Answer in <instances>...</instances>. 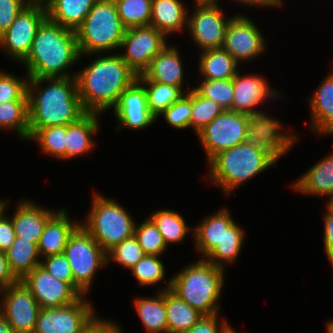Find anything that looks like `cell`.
Wrapping results in <instances>:
<instances>
[{
	"label": "cell",
	"mask_w": 333,
	"mask_h": 333,
	"mask_svg": "<svg viewBox=\"0 0 333 333\" xmlns=\"http://www.w3.org/2000/svg\"><path fill=\"white\" fill-rule=\"evenodd\" d=\"M326 205L333 211V196L327 201H326Z\"/></svg>",
	"instance_id": "94428289"
},
{
	"label": "cell",
	"mask_w": 333,
	"mask_h": 333,
	"mask_svg": "<svg viewBox=\"0 0 333 333\" xmlns=\"http://www.w3.org/2000/svg\"><path fill=\"white\" fill-rule=\"evenodd\" d=\"M114 2L120 20L126 28L150 24L152 0H115Z\"/></svg>",
	"instance_id": "74e56055"
},
{
	"label": "cell",
	"mask_w": 333,
	"mask_h": 333,
	"mask_svg": "<svg viewBox=\"0 0 333 333\" xmlns=\"http://www.w3.org/2000/svg\"><path fill=\"white\" fill-rule=\"evenodd\" d=\"M264 37L251 18L238 13L229 22L222 48L242 65L264 54L268 47Z\"/></svg>",
	"instance_id": "9a60e30c"
},
{
	"label": "cell",
	"mask_w": 333,
	"mask_h": 333,
	"mask_svg": "<svg viewBox=\"0 0 333 333\" xmlns=\"http://www.w3.org/2000/svg\"><path fill=\"white\" fill-rule=\"evenodd\" d=\"M17 281L18 279L9 268L5 252L0 251V291Z\"/></svg>",
	"instance_id": "f5cc1de1"
},
{
	"label": "cell",
	"mask_w": 333,
	"mask_h": 333,
	"mask_svg": "<svg viewBox=\"0 0 333 333\" xmlns=\"http://www.w3.org/2000/svg\"><path fill=\"white\" fill-rule=\"evenodd\" d=\"M95 311L87 296L59 308H41L33 333H81L96 316Z\"/></svg>",
	"instance_id": "4fadbf2b"
},
{
	"label": "cell",
	"mask_w": 333,
	"mask_h": 333,
	"mask_svg": "<svg viewBox=\"0 0 333 333\" xmlns=\"http://www.w3.org/2000/svg\"><path fill=\"white\" fill-rule=\"evenodd\" d=\"M27 96L29 129L69 125L86 113L75 76L28 78Z\"/></svg>",
	"instance_id": "7a4b0ae2"
},
{
	"label": "cell",
	"mask_w": 333,
	"mask_h": 333,
	"mask_svg": "<svg viewBox=\"0 0 333 333\" xmlns=\"http://www.w3.org/2000/svg\"><path fill=\"white\" fill-rule=\"evenodd\" d=\"M179 51L176 45L168 44L151 60L149 67L137 76V80L173 85L185 91V67Z\"/></svg>",
	"instance_id": "ffe728a7"
},
{
	"label": "cell",
	"mask_w": 333,
	"mask_h": 333,
	"mask_svg": "<svg viewBox=\"0 0 333 333\" xmlns=\"http://www.w3.org/2000/svg\"><path fill=\"white\" fill-rule=\"evenodd\" d=\"M160 231L165 244L168 248L172 244H179L184 242L188 236L187 233L192 232L194 237V228H190L182 214L172 209H157L148 216ZM190 228V229H189ZM171 244V245H170Z\"/></svg>",
	"instance_id": "d6a6232c"
},
{
	"label": "cell",
	"mask_w": 333,
	"mask_h": 333,
	"mask_svg": "<svg viewBox=\"0 0 333 333\" xmlns=\"http://www.w3.org/2000/svg\"><path fill=\"white\" fill-rule=\"evenodd\" d=\"M66 135L67 125L29 129L28 141L36 142L43 154L64 161L66 160Z\"/></svg>",
	"instance_id": "d590c367"
},
{
	"label": "cell",
	"mask_w": 333,
	"mask_h": 333,
	"mask_svg": "<svg viewBox=\"0 0 333 333\" xmlns=\"http://www.w3.org/2000/svg\"><path fill=\"white\" fill-rule=\"evenodd\" d=\"M97 0H51L45 7L47 18L62 27L76 30Z\"/></svg>",
	"instance_id": "f546056e"
},
{
	"label": "cell",
	"mask_w": 333,
	"mask_h": 333,
	"mask_svg": "<svg viewBox=\"0 0 333 333\" xmlns=\"http://www.w3.org/2000/svg\"><path fill=\"white\" fill-rule=\"evenodd\" d=\"M40 266L56 279L68 282L74 288V276L71 266L63 253L42 258Z\"/></svg>",
	"instance_id": "bcb514c9"
},
{
	"label": "cell",
	"mask_w": 333,
	"mask_h": 333,
	"mask_svg": "<svg viewBox=\"0 0 333 333\" xmlns=\"http://www.w3.org/2000/svg\"><path fill=\"white\" fill-rule=\"evenodd\" d=\"M323 214L324 234L323 245L326 257L328 258L331 267H333V211L326 205Z\"/></svg>",
	"instance_id": "816d5d0a"
},
{
	"label": "cell",
	"mask_w": 333,
	"mask_h": 333,
	"mask_svg": "<svg viewBox=\"0 0 333 333\" xmlns=\"http://www.w3.org/2000/svg\"><path fill=\"white\" fill-rule=\"evenodd\" d=\"M9 201H5V210L0 214V251L6 252L14 243L16 234L10 215L6 214Z\"/></svg>",
	"instance_id": "681fc988"
},
{
	"label": "cell",
	"mask_w": 333,
	"mask_h": 333,
	"mask_svg": "<svg viewBox=\"0 0 333 333\" xmlns=\"http://www.w3.org/2000/svg\"><path fill=\"white\" fill-rule=\"evenodd\" d=\"M21 281L41 308H59L73 304L82 297L68 282L56 279L40 265L26 274Z\"/></svg>",
	"instance_id": "e0dca14e"
},
{
	"label": "cell",
	"mask_w": 333,
	"mask_h": 333,
	"mask_svg": "<svg viewBox=\"0 0 333 333\" xmlns=\"http://www.w3.org/2000/svg\"><path fill=\"white\" fill-rule=\"evenodd\" d=\"M198 72L203 80L233 79L241 66L223 48L199 52Z\"/></svg>",
	"instance_id": "f1b7e54d"
},
{
	"label": "cell",
	"mask_w": 333,
	"mask_h": 333,
	"mask_svg": "<svg viewBox=\"0 0 333 333\" xmlns=\"http://www.w3.org/2000/svg\"><path fill=\"white\" fill-rule=\"evenodd\" d=\"M267 77L257 74H242L237 72L233 78V103L232 111L245 114H253L262 109H258L264 102L281 99L280 90L273 89ZM257 108V109H256Z\"/></svg>",
	"instance_id": "d6986e66"
},
{
	"label": "cell",
	"mask_w": 333,
	"mask_h": 333,
	"mask_svg": "<svg viewBox=\"0 0 333 333\" xmlns=\"http://www.w3.org/2000/svg\"><path fill=\"white\" fill-rule=\"evenodd\" d=\"M47 18L44 5L29 3L0 35L1 52L21 64L27 57L39 26Z\"/></svg>",
	"instance_id": "8fae6325"
},
{
	"label": "cell",
	"mask_w": 333,
	"mask_h": 333,
	"mask_svg": "<svg viewBox=\"0 0 333 333\" xmlns=\"http://www.w3.org/2000/svg\"><path fill=\"white\" fill-rule=\"evenodd\" d=\"M223 111L214 100L202 97L192 88L191 130L196 134Z\"/></svg>",
	"instance_id": "b9f144b4"
},
{
	"label": "cell",
	"mask_w": 333,
	"mask_h": 333,
	"mask_svg": "<svg viewBox=\"0 0 333 333\" xmlns=\"http://www.w3.org/2000/svg\"><path fill=\"white\" fill-rule=\"evenodd\" d=\"M90 210L80 225L107 253L134 234L135 219L119 202L93 191Z\"/></svg>",
	"instance_id": "52a82bcc"
},
{
	"label": "cell",
	"mask_w": 333,
	"mask_h": 333,
	"mask_svg": "<svg viewBox=\"0 0 333 333\" xmlns=\"http://www.w3.org/2000/svg\"><path fill=\"white\" fill-rule=\"evenodd\" d=\"M144 256L145 253L134 235L115 245L106 253L107 264L114 262L129 271Z\"/></svg>",
	"instance_id": "ee69618b"
},
{
	"label": "cell",
	"mask_w": 333,
	"mask_h": 333,
	"mask_svg": "<svg viewBox=\"0 0 333 333\" xmlns=\"http://www.w3.org/2000/svg\"><path fill=\"white\" fill-rule=\"evenodd\" d=\"M80 57L76 32L46 18L21 65L28 78L73 77L76 72L70 69Z\"/></svg>",
	"instance_id": "3957f363"
},
{
	"label": "cell",
	"mask_w": 333,
	"mask_h": 333,
	"mask_svg": "<svg viewBox=\"0 0 333 333\" xmlns=\"http://www.w3.org/2000/svg\"><path fill=\"white\" fill-rule=\"evenodd\" d=\"M330 70L307 100L311 116L309 129L318 137L333 136V68Z\"/></svg>",
	"instance_id": "7402d4cb"
},
{
	"label": "cell",
	"mask_w": 333,
	"mask_h": 333,
	"mask_svg": "<svg viewBox=\"0 0 333 333\" xmlns=\"http://www.w3.org/2000/svg\"><path fill=\"white\" fill-rule=\"evenodd\" d=\"M94 55V56H93ZM99 57H98V56ZM81 55L95 57L75 74L78 95L85 112L103 114L117 105L120 94L136 79L137 74L119 52Z\"/></svg>",
	"instance_id": "6da1fadb"
},
{
	"label": "cell",
	"mask_w": 333,
	"mask_h": 333,
	"mask_svg": "<svg viewBox=\"0 0 333 333\" xmlns=\"http://www.w3.org/2000/svg\"><path fill=\"white\" fill-rule=\"evenodd\" d=\"M165 308L167 333H186L204 316L170 289L165 291Z\"/></svg>",
	"instance_id": "1f68e13d"
},
{
	"label": "cell",
	"mask_w": 333,
	"mask_h": 333,
	"mask_svg": "<svg viewBox=\"0 0 333 333\" xmlns=\"http://www.w3.org/2000/svg\"><path fill=\"white\" fill-rule=\"evenodd\" d=\"M49 1L51 0H29L30 3H36V4H40V5H46Z\"/></svg>",
	"instance_id": "680465c9"
},
{
	"label": "cell",
	"mask_w": 333,
	"mask_h": 333,
	"mask_svg": "<svg viewBox=\"0 0 333 333\" xmlns=\"http://www.w3.org/2000/svg\"><path fill=\"white\" fill-rule=\"evenodd\" d=\"M101 114L86 112L76 122L67 125L66 161L78 156H85L94 149L97 133L100 128Z\"/></svg>",
	"instance_id": "d4e9b609"
},
{
	"label": "cell",
	"mask_w": 333,
	"mask_h": 333,
	"mask_svg": "<svg viewBox=\"0 0 333 333\" xmlns=\"http://www.w3.org/2000/svg\"><path fill=\"white\" fill-rule=\"evenodd\" d=\"M188 11L182 0H152L149 25L170 38L187 28Z\"/></svg>",
	"instance_id": "4316f807"
},
{
	"label": "cell",
	"mask_w": 333,
	"mask_h": 333,
	"mask_svg": "<svg viewBox=\"0 0 333 333\" xmlns=\"http://www.w3.org/2000/svg\"><path fill=\"white\" fill-rule=\"evenodd\" d=\"M278 159L271 152H263L241 143L217 153L208 162L206 175L224 194L231 196L236 189L274 166Z\"/></svg>",
	"instance_id": "277c9868"
},
{
	"label": "cell",
	"mask_w": 333,
	"mask_h": 333,
	"mask_svg": "<svg viewBox=\"0 0 333 333\" xmlns=\"http://www.w3.org/2000/svg\"><path fill=\"white\" fill-rule=\"evenodd\" d=\"M0 312L16 333H33L41 307L21 280L0 291Z\"/></svg>",
	"instance_id": "2e32d148"
},
{
	"label": "cell",
	"mask_w": 333,
	"mask_h": 333,
	"mask_svg": "<svg viewBox=\"0 0 333 333\" xmlns=\"http://www.w3.org/2000/svg\"><path fill=\"white\" fill-rule=\"evenodd\" d=\"M192 88L188 84L187 93L183 95L177 102L173 103L168 109L163 111L157 118L163 116L168 126L174 129L191 128V113H192Z\"/></svg>",
	"instance_id": "7bdbcfd3"
},
{
	"label": "cell",
	"mask_w": 333,
	"mask_h": 333,
	"mask_svg": "<svg viewBox=\"0 0 333 333\" xmlns=\"http://www.w3.org/2000/svg\"><path fill=\"white\" fill-rule=\"evenodd\" d=\"M193 89L202 97L214 100L224 110H232L233 103V79H201Z\"/></svg>",
	"instance_id": "60d3db41"
},
{
	"label": "cell",
	"mask_w": 333,
	"mask_h": 333,
	"mask_svg": "<svg viewBox=\"0 0 333 333\" xmlns=\"http://www.w3.org/2000/svg\"><path fill=\"white\" fill-rule=\"evenodd\" d=\"M29 0H0V35L15 21Z\"/></svg>",
	"instance_id": "7dc6e473"
},
{
	"label": "cell",
	"mask_w": 333,
	"mask_h": 333,
	"mask_svg": "<svg viewBox=\"0 0 333 333\" xmlns=\"http://www.w3.org/2000/svg\"><path fill=\"white\" fill-rule=\"evenodd\" d=\"M244 227L236 221L223 233L221 241L203 258L217 267L234 264L242 252L245 242Z\"/></svg>",
	"instance_id": "4dcf8cb0"
},
{
	"label": "cell",
	"mask_w": 333,
	"mask_h": 333,
	"mask_svg": "<svg viewBox=\"0 0 333 333\" xmlns=\"http://www.w3.org/2000/svg\"><path fill=\"white\" fill-rule=\"evenodd\" d=\"M6 199H0V214L5 210Z\"/></svg>",
	"instance_id": "91938a15"
},
{
	"label": "cell",
	"mask_w": 333,
	"mask_h": 333,
	"mask_svg": "<svg viewBox=\"0 0 333 333\" xmlns=\"http://www.w3.org/2000/svg\"><path fill=\"white\" fill-rule=\"evenodd\" d=\"M0 130H10L20 139L28 142V100H13L0 103Z\"/></svg>",
	"instance_id": "e575fe53"
},
{
	"label": "cell",
	"mask_w": 333,
	"mask_h": 333,
	"mask_svg": "<svg viewBox=\"0 0 333 333\" xmlns=\"http://www.w3.org/2000/svg\"><path fill=\"white\" fill-rule=\"evenodd\" d=\"M231 215L230 210L224 206L203 217L198 225L193 227L194 237L192 239L200 258H204L221 241L224 231L235 222Z\"/></svg>",
	"instance_id": "484cf974"
},
{
	"label": "cell",
	"mask_w": 333,
	"mask_h": 333,
	"mask_svg": "<svg viewBox=\"0 0 333 333\" xmlns=\"http://www.w3.org/2000/svg\"><path fill=\"white\" fill-rule=\"evenodd\" d=\"M327 333H333V320L326 321Z\"/></svg>",
	"instance_id": "6f0895ef"
},
{
	"label": "cell",
	"mask_w": 333,
	"mask_h": 333,
	"mask_svg": "<svg viewBox=\"0 0 333 333\" xmlns=\"http://www.w3.org/2000/svg\"><path fill=\"white\" fill-rule=\"evenodd\" d=\"M161 256L145 255L130 270L139 286H156L167 275Z\"/></svg>",
	"instance_id": "ab89813d"
},
{
	"label": "cell",
	"mask_w": 333,
	"mask_h": 333,
	"mask_svg": "<svg viewBox=\"0 0 333 333\" xmlns=\"http://www.w3.org/2000/svg\"><path fill=\"white\" fill-rule=\"evenodd\" d=\"M0 333H16L6 317L0 312Z\"/></svg>",
	"instance_id": "11a10c76"
},
{
	"label": "cell",
	"mask_w": 333,
	"mask_h": 333,
	"mask_svg": "<svg viewBox=\"0 0 333 333\" xmlns=\"http://www.w3.org/2000/svg\"><path fill=\"white\" fill-rule=\"evenodd\" d=\"M67 209H58L47 221L38 242L40 258L63 253L70 236L80 226L81 220H75Z\"/></svg>",
	"instance_id": "603a6c76"
},
{
	"label": "cell",
	"mask_w": 333,
	"mask_h": 333,
	"mask_svg": "<svg viewBox=\"0 0 333 333\" xmlns=\"http://www.w3.org/2000/svg\"><path fill=\"white\" fill-rule=\"evenodd\" d=\"M188 11L187 29L199 52L222 48L232 17L220 6H194ZM191 12V13H190Z\"/></svg>",
	"instance_id": "5bb4252c"
},
{
	"label": "cell",
	"mask_w": 333,
	"mask_h": 333,
	"mask_svg": "<svg viewBox=\"0 0 333 333\" xmlns=\"http://www.w3.org/2000/svg\"><path fill=\"white\" fill-rule=\"evenodd\" d=\"M281 120L272 117L267 111L248 115V131L244 143L263 152H271L278 160L288 154L299 139L292 131L283 130Z\"/></svg>",
	"instance_id": "30bf717a"
},
{
	"label": "cell",
	"mask_w": 333,
	"mask_h": 333,
	"mask_svg": "<svg viewBox=\"0 0 333 333\" xmlns=\"http://www.w3.org/2000/svg\"><path fill=\"white\" fill-rule=\"evenodd\" d=\"M248 114L224 110L196 135L207 162L217 153L244 143Z\"/></svg>",
	"instance_id": "9c48e42d"
},
{
	"label": "cell",
	"mask_w": 333,
	"mask_h": 333,
	"mask_svg": "<svg viewBox=\"0 0 333 333\" xmlns=\"http://www.w3.org/2000/svg\"><path fill=\"white\" fill-rule=\"evenodd\" d=\"M11 215L12 225L16 237L31 240L38 245L47 221L57 212L46 208L32 199H20Z\"/></svg>",
	"instance_id": "44dd1931"
},
{
	"label": "cell",
	"mask_w": 333,
	"mask_h": 333,
	"mask_svg": "<svg viewBox=\"0 0 333 333\" xmlns=\"http://www.w3.org/2000/svg\"><path fill=\"white\" fill-rule=\"evenodd\" d=\"M81 333H124L118 322L112 319L98 317V314L89 322Z\"/></svg>",
	"instance_id": "f907efd6"
},
{
	"label": "cell",
	"mask_w": 333,
	"mask_h": 333,
	"mask_svg": "<svg viewBox=\"0 0 333 333\" xmlns=\"http://www.w3.org/2000/svg\"><path fill=\"white\" fill-rule=\"evenodd\" d=\"M5 255L11 272L18 280H21L41 263L38 245L31 240H22L18 237L5 252Z\"/></svg>",
	"instance_id": "836d02e7"
},
{
	"label": "cell",
	"mask_w": 333,
	"mask_h": 333,
	"mask_svg": "<svg viewBox=\"0 0 333 333\" xmlns=\"http://www.w3.org/2000/svg\"><path fill=\"white\" fill-rule=\"evenodd\" d=\"M290 185L298 194L330 199L333 196V152L312 165Z\"/></svg>",
	"instance_id": "cb8c5ba5"
},
{
	"label": "cell",
	"mask_w": 333,
	"mask_h": 333,
	"mask_svg": "<svg viewBox=\"0 0 333 333\" xmlns=\"http://www.w3.org/2000/svg\"><path fill=\"white\" fill-rule=\"evenodd\" d=\"M219 315L220 314L213 316H203L186 333H224L230 326V323H228L225 318H221Z\"/></svg>",
	"instance_id": "c3c4849f"
},
{
	"label": "cell",
	"mask_w": 333,
	"mask_h": 333,
	"mask_svg": "<svg viewBox=\"0 0 333 333\" xmlns=\"http://www.w3.org/2000/svg\"><path fill=\"white\" fill-rule=\"evenodd\" d=\"M125 31L115 2L97 0L75 30L80 54L114 53V50H120Z\"/></svg>",
	"instance_id": "8992f818"
},
{
	"label": "cell",
	"mask_w": 333,
	"mask_h": 333,
	"mask_svg": "<svg viewBox=\"0 0 333 333\" xmlns=\"http://www.w3.org/2000/svg\"><path fill=\"white\" fill-rule=\"evenodd\" d=\"M24 75V77H18L8 73V71L0 70V103L13 100H28V75Z\"/></svg>",
	"instance_id": "f6af8a7d"
},
{
	"label": "cell",
	"mask_w": 333,
	"mask_h": 333,
	"mask_svg": "<svg viewBox=\"0 0 333 333\" xmlns=\"http://www.w3.org/2000/svg\"><path fill=\"white\" fill-rule=\"evenodd\" d=\"M233 2H239L241 5L249 6V7H266L268 9L269 7L275 8L282 6L283 0H232ZM268 7V8H267Z\"/></svg>",
	"instance_id": "db71d44e"
},
{
	"label": "cell",
	"mask_w": 333,
	"mask_h": 333,
	"mask_svg": "<svg viewBox=\"0 0 333 333\" xmlns=\"http://www.w3.org/2000/svg\"><path fill=\"white\" fill-rule=\"evenodd\" d=\"M195 1L193 3L194 6H221L218 1L219 0H193Z\"/></svg>",
	"instance_id": "9f6ffc18"
},
{
	"label": "cell",
	"mask_w": 333,
	"mask_h": 333,
	"mask_svg": "<svg viewBox=\"0 0 333 333\" xmlns=\"http://www.w3.org/2000/svg\"><path fill=\"white\" fill-rule=\"evenodd\" d=\"M63 254L71 266L74 289L81 296L89 295L97 271L107 266L106 252L80 225L70 236Z\"/></svg>",
	"instance_id": "ba28073f"
},
{
	"label": "cell",
	"mask_w": 333,
	"mask_h": 333,
	"mask_svg": "<svg viewBox=\"0 0 333 333\" xmlns=\"http://www.w3.org/2000/svg\"><path fill=\"white\" fill-rule=\"evenodd\" d=\"M224 333H238V332L230 325Z\"/></svg>",
	"instance_id": "6125c7cd"
},
{
	"label": "cell",
	"mask_w": 333,
	"mask_h": 333,
	"mask_svg": "<svg viewBox=\"0 0 333 333\" xmlns=\"http://www.w3.org/2000/svg\"><path fill=\"white\" fill-rule=\"evenodd\" d=\"M113 114L118 123L115 129L117 132L122 131V128L144 130L157 122L148 108L145 88L137 79L120 94Z\"/></svg>",
	"instance_id": "ac0fdd59"
},
{
	"label": "cell",
	"mask_w": 333,
	"mask_h": 333,
	"mask_svg": "<svg viewBox=\"0 0 333 333\" xmlns=\"http://www.w3.org/2000/svg\"><path fill=\"white\" fill-rule=\"evenodd\" d=\"M167 39L165 34L151 25L129 27L118 52L126 64L141 75L151 60L169 44Z\"/></svg>",
	"instance_id": "7c38bea8"
},
{
	"label": "cell",
	"mask_w": 333,
	"mask_h": 333,
	"mask_svg": "<svg viewBox=\"0 0 333 333\" xmlns=\"http://www.w3.org/2000/svg\"><path fill=\"white\" fill-rule=\"evenodd\" d=\"M142 221L140 224L135 223L133 235L137 239L145 255L163 256L168 247L165 244L160 231L148 216Z\"/></svg>",
	"instance_id": "f35d334b"
},
{
	"label": "cell",
	"mask_w": 333,
	"mask_h": 333,
	"mask_svg": "<svg viewBox=\"0 0 333 333\" xmlns=\"http://www.w3.org/2000/svg\"><path fill=\"white\" fill-rule=\"evenodd\" d=\"M166 283L165 288L155 291L153 298L135 296L134 307L147 333H167L165 291L171 288V278Z\"/></svg>",
	"instance_id": "83f0119b"
},
{
	"label": "cell",
	"mask_w": 333,
	"mask_h": 333,
	"mask_svg": "<svg viewBox=\"0 0 333 333\" xmlns=\"http://www.w3.org/2000/svg\"><path fill=\"white\" fill-rule=\"evenodd\" d=\"M145 88L148 108L157 118L187 92L180 87L154 81H139Z\"/></svg>",
	"instance_id": "8d00e7d4"
},
{
	"label": "cell",
	"mask_w": 333,
	"mask_h": 333,
	"mask_svg": "<svg viewBox=\"0 0 333 333\" xmlns=\"http://www.w3.org/2000/svg\"><path fill=\"white\" fill-rule=\"evenodd\" d=\"M226 269L203 258L191 261L171 276L170 290L204 316L219 314Z\"/></svg>",
	"instance_id": "5b68a950"
}]
</instances>
